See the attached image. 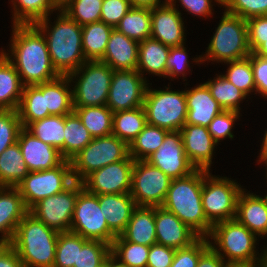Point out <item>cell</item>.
Here are the masks:
<instances>
[{"mask_svg":"<svg viewBox=\"0 0 267 267\" xmlns=\"http://www.w3.org/2000/svg\"><path fill=\"white\" fill-rule=\"evenodd\" d=\"M104 267H128L125 264L120 263L116 258L110 255L105 262Z\"/></svg>","mask_w":267,"mask_h":267,"instance_id":"cell-61","label":"cell"},{"mask_svg":"<svg viewBox=\"0 0 267 267\" xmlns=\"http://www.w3.org/2000/svg\"><path fill=\"white\" fill-rule=\"evenodd\" d=\"M103 215L97 195L83 187L76 199L70 231L87 240H98L111 245L117 236L109 229Z\"/></svg>","mask_w":267,"mask_h":267,"instance_id":"cell-12","label":"cell"},{"mask_svg":"<svg viewBox=\"0 0 267 267\" xmlns=\"http://www.w3.org/2000/svg\"><path fill=\"white\" fill-rule=\"evenodd\" d=\"M132 7L155 8L165 5L161 0H129Z\"/></svg>","mask_w":267,"mask_h":267,"instance_id":"cell-59","label":"cell"},{"mask_svg":"<svg viewBox=\"0 0 267 267\" xmlns=\"http://www.w3.org/2000/svg\"><path fill=\"white\" fill-rule=\"evenodd\" d=\"M29 212L16 187H0V240L9 244L18 224Z\"/></svg>","mask_w":267,"mask_h":267,"instance_id":"cell-25","label":"cell"},{"mask_svg":"<svg viewBox=\"0 0 267 267\" xmlns=\"http://www.w3.org/2000/svg\"><path fill=\"white\" fill-rule=\"evenodd\" d=\"M58 234L28 212L18 224L9 244L25 267H53Z\"/></svg>","mask_w":267,"mask_h":267,"instance_id":"cell-4","label":"cell"},{"mask_svg":"<svg viewBox=\"0 0 267 267\" xmlns=\"http://www.w3.org/2000/svg\"><path fill=\"white\" fill-rule=\"evenodd\" d=\"M147 125L143 106L113 113L112 134L128 145Z\"/></svg>","mask_w":267,"mask_h":267,"instance_id":"cell-35","label":"cell"},{"mask_svg":"<svg viewBox=\"0 0 267 267\" xmlns=\"http://www.w3.org/2000/svg\"><path fill=\"white\" fill-rule=\"evenodd\" d=\"M23 88L20 75L0 51V110H17Z\"/></svg>","mask_w":267,"mask_h":267,"instance_id":"cell-29","label":"cell"},{"mask_svg":"<svg viewBox=\"0 0 267 267\" xmlns=\"http://www.w3.org/2000/svg\"><path fill=\"white\" fill-rule=\"evenodd\" d=\"M43 96L45 110H48L50 115H68L74 111L72 84L68 76H59L43 83Z\"/></svg>","mask_w":267,"mask_h":267,"instance_id":"cell-30","label":"cell"},{"mask_svg":"<svg viewBox=\"0 0 267 267\" xmlns=\"http://www.w3.org/2000/svg\"><path fill=\"white\" fill-rule=\"evenodd\" d=\"M261 163V165L263 164L264 165V169L266 170L265 172V175H263V176H265V179H267V156L260 162ZM267 182V181H266Z\"/></svg>","mask_w":267,"mask_h":267,"instance_id":"cell-64","label":"cell"},{"mask_svg":"<svg viewBox=\"0 0 267 267\" xmlns=\"http://www.w3.org/2000/svg\"><path fill=\"white\" fill-rule=\"evenodd\" d=\"M56 12L54 22L48 15L34 25L45 37L55 70L61 76H68L87 61L82 49V26L60 8Z\"/></svg>","mask_w":267,"mask_h":267,"instance_id":"cell-2","label":"cell"},{"mask_svg":"<svg viewBox=\"0 0 267 267\" xmlns=\"http://www.w3.org/2000/svg\"><path fill=\"white\" fill-rule=\"evenodd\" d=\"M121 236L126 241L145 246L157 243L155 207L137 206Z\"/></svg>","mask_w":267,"mask_h":267,"instance_id":"cell-27","label":"cell"},{"mask_svg":"<svg viewBox=\"0 0 267 267\" xmlns=\"http://www.w3.org/2000/svg\"><path fill=\"white\" fill-rule=\"evenodd\" d=\"M209 245L208 237H199L190 246L176 249L170 267H197L201 253Z\"/></svg>","mask_w":267,"mask_h":267,"instance_id":"cell-51","label":"cell"},{"mask_svg":"<svg viewBox=\"0 0 267 267\" xmlns=\"http://www.w3.org/2000/svg\"><path fill=\"white\" fill-rule=\"evenodd\" d=\"M187 116L185 124L208 127L216 115L223 111L219 103L211 96L204 83L185 88Z\"/></svg>","mask_w":267,"mask_h":267,"instance_id":"cell-23","label":"cell"},{"mask_svg":"<svg viewBox=\"0 0 267 267\" xmlns=\"http://www.w3.org/2000/svg\"><path fill=\"white\" fill-rule=\"evenodd\" d=\"M186 45H182L179 47H170L169 55L166 63V78L171 79V81L175 80L178 77H182L183 81H187L186 77L190 73H192L193 69L190 70L192 65L190 64H202L201 55H196L192 58L190 63V59L187 53ZM173 79V80H172Z\"/></svg>","mask_w":267,"mask_h":267,"instance_id":"cell-46","label":"cell"},{"mask_svg":"<svg viewBox=\"0 0 267 267\" xmlns=\"http://www.w3.org/2000/svg\"><path fill=\"white\" fill-rule=\"evenodd\" d=\"M12 25L34 24L59 8L55 0H11ZM55 12V13H53Z\"/></svg>","mask_w":267,"mask_h":267,"instance_id":"cell-33","label":"cell"},{"mask_svg":"<svg viewBox=\"0 0 267 267\" xmlns=\"http://www.w3.org/2000/svg\"><path fill=\"white\" fill-rule=\"evenodd\" d=\"M223 10L247 20L267 15V0H223Z\"/></svg>","mask_w":267,"mask_h":267,"instance_id":"cell-50","label":"cell"},{"mask_svg":"<svg viewBox=\"0 0 267 267\" xmlns=\"http://www.w3.org/2000/svg\"><path fill=\"white\" fill-rule=\"evenodd\" d=\"M113 29L101 21L82 26V49L87 61H99L104 56Z\"/></svg>","mask_w":267,"mask_h":267,"instance_id":"cell-34","label":"cell"},{"mask_svg":"<svg viewBox=\"0 0 267 267\" xmlns=\"http://www.w3.org/2000/svg\"><path fill=\"white\" fill-rule=\"evenodd\" d=\"M209 172L196 169L188 176L172 179L161 205L175 214L199 237H208L213 227L204 214L201 199L203 180Z\"/></svg>","mask_w":267,"mask_h":267,"instance_id":"cell-3","label":"cell"},{"mask_svg":"<svg viewBox=\"0 0 267 267\" xmlns=\"http://www.w3.org/2000/svg\"><path fill=\"white\" fill-rule=\"evenodd\" d=\"M97 197L109 229L116 236L121 235L137 207L131 194H102Z\"/></svg>","mask_w":267,"mask_h":267,"instance_id":"cell-26","label":"cell"},{"mask_svg":"<svg viewBox=\"0 0 267 267\" xmlns=\"http://www.w3.org/2000/svg\"><path fill=\"white\" fill-rule=\"evenodd\" d=\"M11 27L10 49L0 51L13 64L24 86L46 83L61 76L52 64L45 37L34 24Z\"/></svg>","mask_w":267,"mask_h":267,"instance_id":"cell-1","label":"cell"},{"mask_svg":"<svg viewBox=\"0 0 267 267\" xmlns=\"http://www.w3.org/2000/svg\"><path fill=\"white\" fill-rule=\"evenodd\" d=\"M185 154L195 169L212 171V160L218 144L207 127L185 124L180 130ZM214 155V156H213Z\"/></svg>","mask_w":267,"mask_h":267,"instance_id":"cell-19","label":"cell"},{"mask_svg":"<svg viewBox=\"0 0 267 267\" xmlns=\"http://www.w3.org/2000/svg\"><path fill=\"white\" fill-rule=\"evenodd\" d=\"M6 243L0 240V249L5 245Z\"/></svg>","mask_w":267,"mask_h":267,"instance_id":"cell-68","label":"cell"},{"mask_svg":"<svg viewBox=\"0 0 267 267\" xmlns=\"http://www.w3.org/2000/svg\"><path fill=\"white\" fill-rule=\"evenodd\" d=\"M218 26L213 32L202 63L214 62L223 64L227 61L240 60L251 54L248 44L246 20L224 10Z\"/></svg>","mask_w":267,"mask_h":267,"instance_id":"cell-6","label":"cell"},{"mask_svg":"<svg viewBox=\"0 0 267 267\" xmlns=\"http://www.w3.org/2000/svg\"><path fill=\"white\" fill-rule=\"evenodd\" d=\"M28 173L18 142L0 154V187H16Z\"/></svg>","mask_w":267,"mask_h":267,"instance_id":"cell-31","label":"cell"},{"mask_svg":"<svg viewBox=\"0 0 267 267\" xmlns=\"http://www.w3.org/2000/svg\"><path fill=\"white\" fill-rule=\"evenodd\" d=\"M113 71L101 61H86L70 73L73 107L106 105Z\"/></svg>","mask_w":267,"mask_h":267,"instance_id":"cell-8","label":"cell"},{"mask_svg":"<svg viewBox=\"0 0 267 267\" xmlns=\"http://www.w3.org/2000/svg\"><path fill=\"white\" fill-rule=\"evenodd\" d=\"M155 229L157 243L175 250L188 247L199 238L175 214L162 206L155 207Z\"/></svg>","mask_w":267,"mask_h":267,"instance_id":"cell-21","label":"cell"},{"mask_svg":"<svg viewBox=\"0 0 267 267\" xmlns=\"http://www.w3.org/2000/svg\"><path fill=\"white\" fill-rule=\"evenodd\" d=\"M88 129L82 124L81 119L73 111L71 114L64 115V159L71 160L91 141Z\"/></svg>","mask_w":267,"mask_h":267,"instance_id":"cell-39","label":"cell"},{"mask_svg":"<svg viewBox=\"0 0 267 267\" xmlns=\"http://www.w3.org/2000/svg\"><path fill=\"white\" fill-rule=\"evenodd\" d=\"M175 249L155 243L150 246L147 267H170Z\"/></svg>","mask_w":267,"mask_h":267,"instance_id":"cell-56","label":"cell"},{"mask_svg":"<svg viewBox=\"0 0 267 267\" xmlns=\"http://www.w3.org/2000/svg\"><path fill=\"white\" fill-rule=\"evenodd\" d=\"M248 44L253 53L267 40V15L254 16L246 20Z\"/></svg>","mask_w":267,"mask_h":267,"instance_id":"cell-54","label":"cell"},{"mask_svg":"<svg viewBox=\"0 0 267 267\" xmlns=\"http://www.w3.org/2000/svg\"><path fill=\"white\" fill-rule=\"evenodd\" d=\"M17 142L29 172L52 169L65 160L56 147L39 140L26 128L20 130Z\"/></svg>","mask_w":267,"mask_h":267,"instance_id":"cell-20","label":"cell"},{"mask_svg":"<svg viewBox=\"0 0 267 267\" xmlns=\"http://www.w3.org/2000/svg\"><path fill=\"white\" fill-rule=\"evenodd\" d=\"M235 219L261 239L267 238V199L247 189L241 191Z\"/></svg>","mask_w":267,"mask_h":267,"instance_id":"cell-22","label":"cell"},{"mask_svg":"<svg viewBox=\"0 0 267 267\" xmlns=\"http://www.w3.org/2000/svg\"><path fill=\"white\" fill-rule=\"evenodd\" d=\"M224 259L209 245L200 255L197 267H228Z\"/></svg>","mask_w":267,"mask_h":267,"instance_id":"cell-57","label":"cell"},{"mask_svg":"<svg viewBox=\"0 0 267 267\" xmlns=\"http://www.w3.org/2000/svg\"><path fill=\"white\" fill-rule=\"evenodd\" d=\"M73 108L93 138L112 134L113 112L107 105Z\"/></svg>","mask_w":267,"mask_h":267,"instance_id":"cell-37","label":"cell"},{"mask_svg":"<svg viewBox=\"0 0 267 267\" xmlns=\"http://www.w3.org/2000/svg\"><path fill=\"white\" fill-rule=\"evenodd\" d=\"M129 156V145L115 135L93 138L70 160L73 178L82 182L92 172Z\"/></svg>","mask_w":267,"mask_h":267,"instance_id":"cell-10","label":"cell"},{"mask_svg":"<svg viewBox=\"0 0 267 267\" xmlns=\"http://www.w3.org/2000/svg\"><path fill=\"white\" fill-rule=\"evenodd\" d=\"M266 130L264 131L265 133L263 134V139L261 138L262 140V143H261V146H260V153L258 154L259 156H257V160H256V163L259 165L260 162L267 156V128H265Z\"/></svg>","mask_w":267,"mask_h":267,"instance_id":"cell-60","label":"cell"},{"mask_svg":"<svg viewBox=\"0 0 267 267\" xmlns=\"http://www.w3.org/2000/svg\"><path fill=\"white\" fill-rule=\"evenodd\" d=\"M55 1H56L57 6L60 8L68 0H55Z\"/></svg>","mask_w":267,"mask_h":267,"instance_id":"cell-65","label":"cell"},{"mask_svg":"<svg viewBox=\"0 0 267 267\" xmlns=\"http://www.w3.org/2000/svg\"><path fill=\"white\" fill-rule=\"evenodd\" d=\"M103 0H68L60 9L80 26L100 22Z\"/></svg>","mask_w":267,"mask_h":267,"instance_id":"cell-45","label":"cell"},{"mask_svg":"<svg viewBox=\"0 0 267 267\" xmlns=\"http://www.w3.org/2000/svg\"><path fill=\"white\" fill-rule=\"evenodd\" d=\"M115 29L138 43L150 38L151 8L131 7Z\"/></svg>","mask_w":267,"mask_h":267,"instance_id":"cell-38","label":"cell"},{"mask_svg":"<svg viewBox=\"0 0 267 267\" xmlns=\"http://www.w3.org/2000/svg\"><path fill=\"white\" fill-rule=\"evenodd\" d=\"M225 64L227 70L222 75L247 96L254 95L255 82L251 66V54L240 60L224 62L223 65Z\"/></svg>","mask_w":267,"mask_h":267,"instance_id":"cell-44","label":"cell"},{"mask_svg":"<svg viewBox=\"0 0 267 267\" xmlns=\"http://www.w3.org/2000/svg\"><path fill=\"white\" fill-rule=\"evenodd\" d=\"M131 7L129 0H103L100 21L115 28Z\"/></svg>","mask_w":267,"mask_h":267,"instance_id":"cell-52","label":"cell"},{"mask_svg":"<svg viewBox=\"0 0 267 267\" xmlns=\"http://www.w3.org/2000/svg\"><path fill=\"white\" fill-rule=\"evenodd\" d=\"M172 179L146 160H134L130 194L136 206H161Z\"/></svg>","mask_w":267,"mask_h":267,"instance_id":"cell-13","label":"cell"},{"mask_svg":"<svg viewBox=\"0 0 267 267\" xmlns=\"http://www.w3.org/2000/svg\"><path fill=\"white\" fill-rule=\"evenodd\" d=\"M78 257V234L67 231L58 234L53 267H74Z\"/></svg>","mask_w":267,"mask_h":267,"instance_id":"cell-47","label":"cell"},{"mask_svg":"<svg viewBox=\"0 0 267 267\" xmlns=\"http://www.w3.org/2000/svg\"><path fill=\"white\" fill-rule=\"evenodd\" d=\"M148 82L137 70H114L106 105L113 113L143 106Z\"/></svg>","mask_w":267,"mask_h":267,"instance_id":"cell-15","label":"cell"},{"mask_svg":"<svg viewBox=\"0 0 267 267\" xmlns=\"http://www.w3.org/2000/svg\"><path fill=\"white\" fill-rule=\"evenodd\" d=\"M259 239L236 219L214 224L208 236L210 246L228 265L241 266L260 265L263 250L259 253L256 249Z\"/></svg>","mask_w":267,"mask_h":267,"instance_id":"cell-5","label":"cell"},{"mask_svg":"<svg viewBox=\"0 0 267 267\" xmlns=\"http://www.w3.org/2000/svg\"><path fill=\"white\" fill-rule=\"evenodd\" d=\"M162 1V3H164V4H172V2L174 1V0H161Z\"/></svg>","mask_w":267,"mask_h":267,"instance_id":"cell-66","label":"cell"},{"mask_svg":"<svg viewBox=\"0 0 267 267\" xmlns=\"http://www.w3.org/2000/svg\"><path fill=\"white\" fill-rule=\"evenodd\" d=\"M17 111L22 128H27L31 123L50 116L49 111L45 110L43 83L24 86Z\"/></svg>","mask_w":267,"mask_h":267,"instance_id":"cell-32","label":"cell"},{"mask_svg":"<svg viewBox=\"0 0 267 267\" xmlns=\"http://www.w3.org/2000/svg\"><path fill=\"white\" fill-rule=\"evenodd\" d=\"M182 15L171 4L151 8V38L168 47L185 45L186 27Z\"/></svg>","mask_w":267,"mask_h":267,"instance_id":"cell-18","label":"cell"},{"mask_svg":"<svg viewBox=\"0 0 267 267\" xmlns=\"http://www.w3.org/2000/svg\"><path fill=\"white\" fill-rule=\"evenodd\" d=\"M149 84L143 102L147 124L168 131H180L187 116L185 88L175 91L169 83L164 86L165 89H154L150 87L152 83Z\"/></svg>","mask_w":267,"mask_h":267,"instance_id":"cell-7","label":"cell"},{"mask_svg":"<svg viewBox=\"0 0 267 267\" xmlns=\"http://www.w3.org/2000/svg\"><path fill=\"white\" fill-rule=\"evenodd\" d=\"M138 55L139 43L114 28L104 56L99 61L108 64L113 70H136Z\"/></svg>","mask_w":267,"mask_h":267,"instance_id":"cell-24","label":"cell"},{"mask_svg":"<svg viewBox=\"0 0 267 267\" xmlns=\"http://www.w3.org/2000/svg\"><path fill=\"white\" fill-rule=\"evenodd\" d=\"M241 112L223 110L221 113L215 116V118L209 124L208 131L211 134L213 140L219 143L226 138L233 140L234 133L233 129L235 123L240 119Z\"/></svg>","mask_w":267,"mask_h":267,"instance_id":"cell-48","label":"cell"},{"mask_svg":"<svg viewBox=\"0 0 267 267\" xmlns=\"http://www.w3.org/2000/svg\"><path fill=\"white\" fill-rule=\"evenodd\" d=\"M170 47L153 38L139 42L138 65L136 70L146 78L145 75H155L166 78V63ZM146 72V74H145Z\"/></svg>","mask_w":267,"mask_h":267,"instance_id":"cell-28","label":"cell"},{"mask_svg":"<svg viewBox=\"0 0 267 267\" xmlns=\"http://www.w3.org/2000/svg\"><path fill=\"white\" fill-rule=\"evenodd\" d=\"M251 66L255 82V96L267 99V58L251 53Z\"/></svg>","mask_w":267,"mask_h":267,"instance_id":"cell-55","label":"cell"},{"mask_svg":"<svg viewBox=\"0 0 267 267\" xmlns=\"http://www.w3.org/2000/svg\"><path fill=\"white\" fill-rule=\"evenodd\" d=\"M228 267H259V266H241V265H229Z\"/></svg>","mask_w":267,"mask_h":267,"instance_id":"cell-67","label":"cell"},{"mask_svg":"<svg viewBox=\"0 0 267 267\" xmlns=\"http://www.w3.org/2000/svg\"><path fill=\"white\" fill-rule=\"evenodd\" d=\"M134 159L111 163L89 174L83 181V187L90 193L124 194L130 193Z\"/></svg>","mask_w":267,"mask_h":267,"instance_id":"cell-16","label":"cell"},{"mask_svg":"<svg viewBox=\"0 0 267 267\" xmlns=\"http://www.w3.org/2000/svg\"><path fill=\"white\" fill-rule=\"evenodd\" d=\"M146 161L171 179L183 178L196 170L185 154L180 131H169L162 145Z\"/></svg>","mask_w":267,"mask_h":267,"instance_id":"cell-17","label":"cell"},{"mask_svg":"<svg viewBox=\"0 0 267 267\" xmlns=\"http://www.w3.org/2000/svg\"><path fill=\"white\" fill-rule=\"evenodd\" d=\"M169 131L147 124L129 145V155L134 160H146L162 145Z\"/></svg>","mask_w":267,"mask_h":267,"instance_id":"cell-41","label":"cell"},{"mask_svg":"<svg viewBox=\"0 0 267 267\" xmlns=\"http://www.w3.org/2000/svg\"><path fill=\"white\" fill-rule=\"evenodd\" d=\"M243 189L237 180L209 172L203 180L201 197L207 220L214 225L235 219L238 197Z\"/></svg>","mask_w":267,"mask_h":267,"instance_id":"cell-9","label":"cell"},{"mask_svg":"<svg viewBox=\"0 0 267 267\" xmlns=\"http://www.w3.org/2000/svg\"><path fill=\"white\" fill-rule=\"evenodd\" d=\"M74 181L71 162L64 160L55 168L29 172L16 188L19 190L25 206L30 210L44 198L64 191Z\"/></svg>","mask_w":267,"mask_h":267,"instance_id":"cell-11","label":"cell"},{"mask_svg":"<svg viewBox=\"0 0 267 267\" xmlns=\"http://www.w3.org/2000/svg\"><path fill=\"white\" fill-rule=\"evenodd\" d=\"M216 77L208 79L204 84L208 87L211 96L219 103L223 110L240 112V104L249 99L245 93L234 86L222 73L214 75Z\"/></svg>","mask_w":267,"mask_h":267,"instance_id":"cell-36","label":"cell"},{"mask_svg":"<svg viewBox=\"0 0 267 267\" xmlns=\"http://www.w3.org/2000/svg\"><path fill=\"white\" fill-rule=\"evenodd\" d=\"M0 267H25L10 244H5L0 249Z\"/></svg>","mask_w":267,"mask_h":267,"instance_id":"cell-58","label":"cell"},{"mask_svg":"<svg viewBox=\"0 0 267 267\" xmlns=\"http://www.w3.org/2000/svg\"><path fill=\"white\" fill-rule=\"evenodd\" d=\"M26 129L39 140L56 147L64 158V115H50Z\"/></svg>","mask_w":267,"mask_h":267,"instance_id":"cell-40","label":"cell"},{"mask_svg":"<svg viewBox=\"0 0 267 267\" xmlns=\"http://www.w3.org/2000/svg\"><path fill=\"white\" fill-rule=\"evenodd\" d=\"M21 129L17 110H0V154L17 142Z\"/></svg>","mask_w":267,"mask_h":267,"instance_id":"cell-49","label":"cell"},{"mask_svg":"<svg viewBox=\"0 0 267 267\" xmlns=\"http://www.w3.org/2000/svg\"><path fill=\"white\" fill-rule=\"evenodd\" d=\"M150 246L126 241L121 235L111 244V255L128 267H147Z\"/></svg>","mask_w":267,"mask_h":267,"instance_id":"cell-42","label":"cell"},{"mask_svg":"<svg viewBox=\"0 0 267 267\" xmlns=\"http://www.w3.org/2000/svg\"><path fill=\"white\" fill-rule=\"evenodd\" d=\"M261 249L263 250L262 251L263 254H262V258H261L259 267H267V247L263 246L260 248V250Z\"/></svg>","mask_w":267,"mask_h":267,"instance_id":"cell-63","label":"cell"},{"mask_svg":"<svg viewBox=\"0 0 267 267\" xmlns=\"http://www.w3.org/2000/svg\"><path fill=\"white\" fill-rule=\"evenodd\" d=\"M82 188V182L74 181L64 191L36 203L29 212L59 233L70 231L76 199Z\"/></svg>","mask_w":267,"mask_h":267,"instance_id":"cell-14","label":"cell"},{"mask_svg":"<svg viewBox=\"0 0 267 267\" xmlns=\"http://www.w3.org/2000/svg\"><path fill=\"white\" fill-rule=\"evenodd\" d=\"M111 255V245L98 240H87L78 234V257L74 267H104Z\"/></svg>","mask_w":267,"mask_h":267,"instance_id":"cell-43","label":"cell"},{"mask_svg":"<svg viewBox=\"0 0 267 267\" xmlns=\"http://www.w3.org/2000/svg\"><path fill=\"white\" fill-rule=\"evenodd\" d=\"M254 54L267 58V40L263 42L254 52Z\"/></svg>","mask_w":267,"mask_h":267,"instance_id":"cell-62","label":"cell"},{"mask_svg":"<svg viewBox=\"0 0 267 267\" xmlns=\"http://www.w3.org/2000/svg\"><path fill=\"white\" fill-rule=\"evenodd\" d=\"M213 2L222 8L223 0H174L171 5L179 11L180 9L177 5L180 3L182 9L188 14L208 19L209 17L211 18L212 14L214 15L213 6L216 5Z\"/></svg>","mask_w":267,"mask_h":267,"instance_id":"cell-53","label":"cell"}]
</instances>
